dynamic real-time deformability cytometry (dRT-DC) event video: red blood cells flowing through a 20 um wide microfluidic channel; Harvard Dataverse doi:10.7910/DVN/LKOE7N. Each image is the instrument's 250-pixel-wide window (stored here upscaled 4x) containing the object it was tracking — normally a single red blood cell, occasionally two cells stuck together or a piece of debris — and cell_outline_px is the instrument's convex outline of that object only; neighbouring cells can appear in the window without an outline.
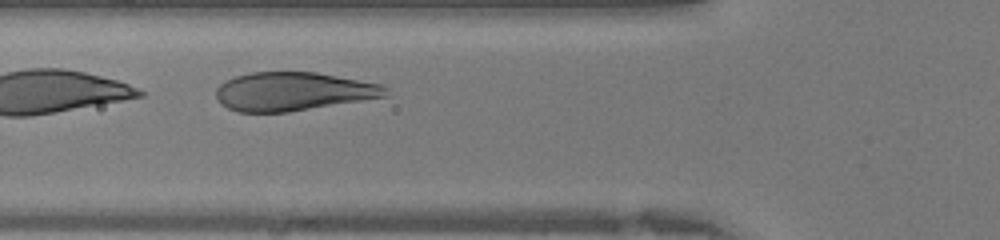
{"species": "human", "species_latin": "Homo sapiens", "temperature_condition": "warm", "stored_images_in_passage": 26, "camera_frame_rate_fps": 3000, "um_per_image_px": 0.085, "donor": {"sex": "female"}, "frame": {"image": 1, "passage_image": 7, "time_ms": 2.0, "image_size_px": [1000, 240], "cell_outline_px": [[388, 96], [288, 112], [236, 112], [220, 104], [216, 96], [216, 88], [224, 80], [236, 76], [252, 72], [316, 72], [380, 84], [388, 88]], "centroid_in_image_um": [24.88, 7.78], "position_along_channel_um": 100.9, "area_um2": 38.09}}
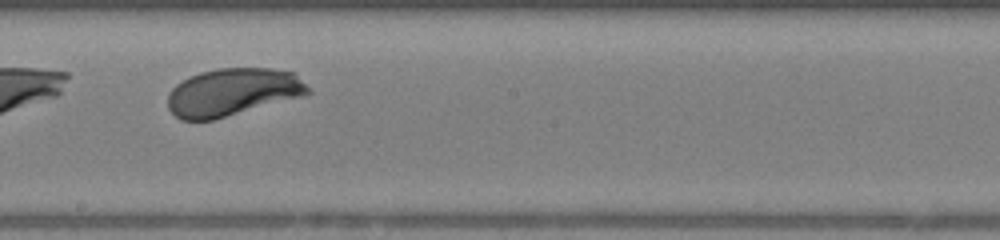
{"frame": {"image": 2, "passage_image": 15, "time_ms": 4.667, "image_size_px": [1000, 240], "cell_outline_px": [[312, 92], [304, 96], [212, 120], [180, 120], [168, 108], [168, 92], [176, 84], [200, 72], [216, 68], [272, 68], [296, 72]], "centroid_in_image_um": [19.8, 7.82], "position_along_channel_um": 228.4, "area_um2": 39.02}}
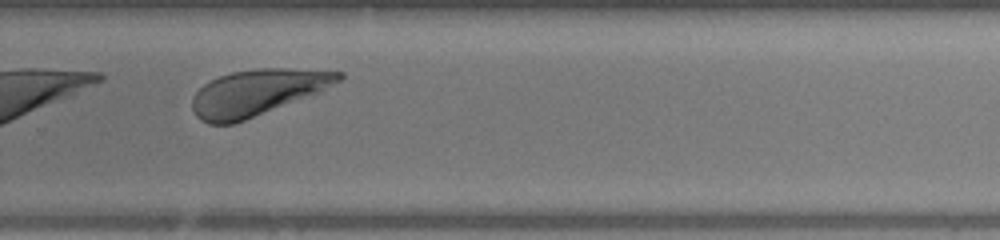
{"frame": {"image": 3, "passage_image": 20, "time_ms": 6.333, "image_size_px": [1000, 240], "cell_outline_px": [[344, 76], [340, 80], [316, 92], [244, 120], [232, 124], [208, 124], [200, 120], [196, 116], [192, 108], [192, 96], [204, 84], [220, 76], [232, 72], [256, 68], [288, 68], [344, 72]], "centroid_in_image_um": [21.79, 7.85], "position_along_channel_um": 308.0, "area_um2": 38.44}}